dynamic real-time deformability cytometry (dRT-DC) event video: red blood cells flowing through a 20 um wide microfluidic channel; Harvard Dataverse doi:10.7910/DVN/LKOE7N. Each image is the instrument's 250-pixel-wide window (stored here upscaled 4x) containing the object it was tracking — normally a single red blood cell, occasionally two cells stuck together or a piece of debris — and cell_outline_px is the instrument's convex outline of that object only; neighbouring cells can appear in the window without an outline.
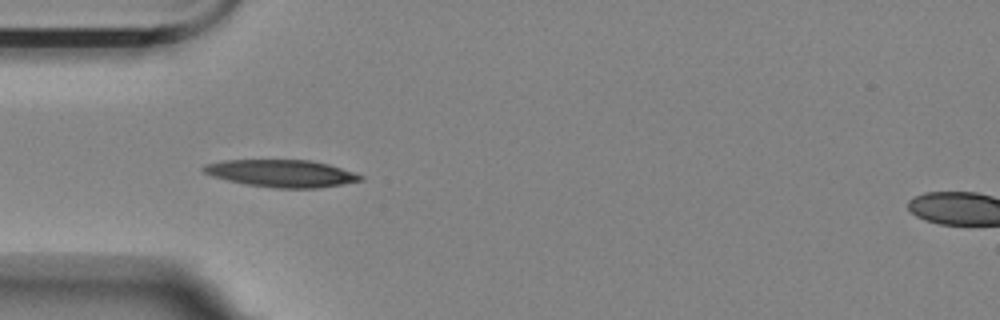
{"species": "Egyptian fruit bat (a non-hibernating species)", "species_latin": "Rousettus aegyptiacus", "temperature_condition": "room temperature", "stored_images_in_passage": 41, "camera_frame_rate_fps": 3000, "um_per_image_px": 0.085, "animal": {"sex": "female"}, "frame": {"image": 1, "passage_image": 1, "time_ms": 0.0, "image_size_px": [1000, 320], "cell_outline_px": [[364, 180], [320, 188], [272, 188], [244, 184], [212, 176], [204, 172], [200, 168], [204, 164], [224, 160], [308, 160], [328, 164], [364, 176]], "centroid_in_image_um": [23.9, 14.74], "position_along_channel_um": 61.1, "area_um2": 24.97}}
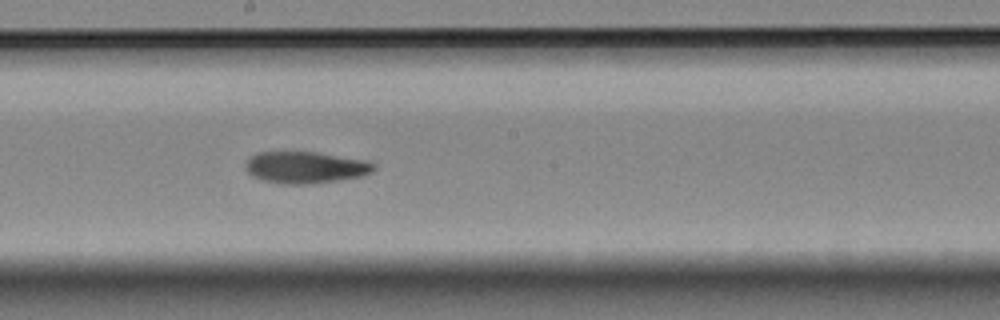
{"frame": {"image": 2, "passage_image": 15, "time_ms": 4.667, "image_size_px": [1000, 320], "cell_outline_px": [[376, 168], [372, 172], [360, 176], [316, 184], [280, 184], [260, 180], [252, 176], [244, 168], [244, 164], [252, 156], [260, 152], [316, 152], [368, 160], [376, 164]], "centroid_in_image_um": [25.97, 14.24], "position_along_channel_um": 222.2, "area_um2": 23.99}}
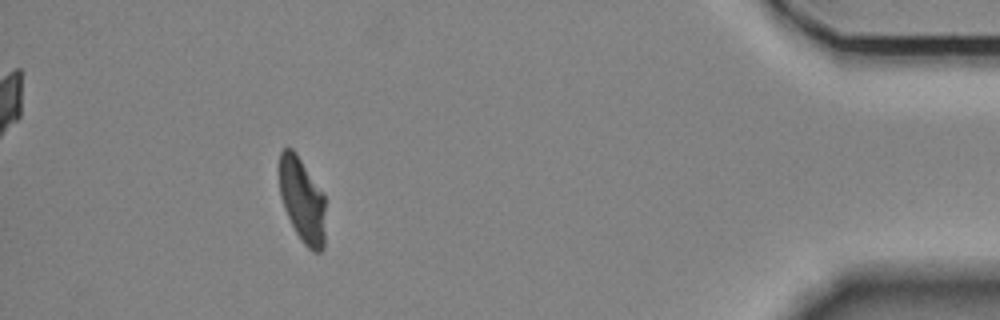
{"frame": {"image": 3, "passage_image": 36, "time_ms": 11.667, "image_size_px": [1000, 320], "cell_outline_px": [[324, 248], [320, 252], [312, 252], [304, 244], [296, 232], [284, 208], [280, 196], [280, 152], [284, 148], [292, 148], [296, 152], [324, 192]], "centroid_in_image_um": [25.7, 17.0], "position_along_channel_um": 409.5, "area_um2": 22.77}, "authors_computed_cell_mechanics": {"area_um2": 23.8714, "velocity_mm_per_s": 3.467, "shape_relaxation_time_tau1_ms": null, "shape_relaxation_time_tau2_ms": 9.6041, "deformation_change_tau1": null, "deformation_change_tau2": 0.1427}}